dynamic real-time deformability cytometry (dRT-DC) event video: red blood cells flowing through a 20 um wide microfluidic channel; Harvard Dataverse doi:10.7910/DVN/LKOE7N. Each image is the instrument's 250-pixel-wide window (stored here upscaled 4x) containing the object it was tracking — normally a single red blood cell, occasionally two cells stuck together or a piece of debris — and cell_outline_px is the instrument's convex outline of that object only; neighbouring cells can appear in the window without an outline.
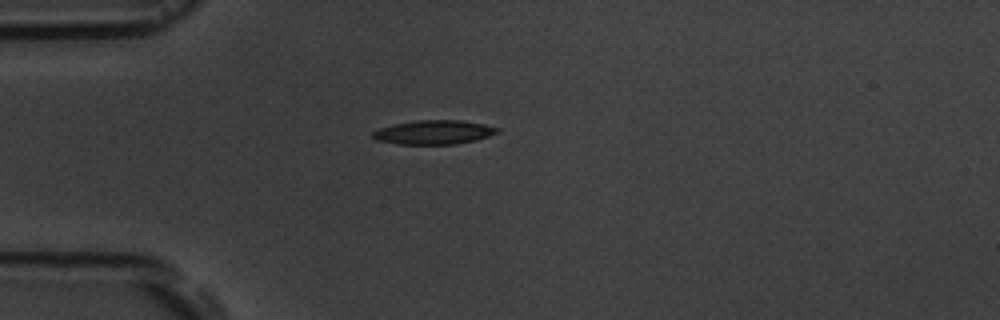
{"species": "common noctule bat (a hibernating species)", "species_latin": "Nyctalus noctula", "temperature_condition": "room temperature", "stored_images_in_passage": 5, "camera_frame_rate_fps": 3000, "um_per_image_px": 0.085, "animal": {"sex": "male", "body_mass_g": 19.5, "forearm_length_mm": 54.6}, "frame": {"image": 1, "passage_image": 3, "time_ms": 3.333, "image_size_px": [1000, 320], "cell_outline_px": [[500, 132], [476, 140], [456, 144], [400, 144], [376, 140], [372, 136], [372, 132], [380, 128], [396, 124], [416, 120], [460, 120], [484, 124], [500, 128]], "centroid_in_image_um": [36.91, 11.24], "position_along_channel_um": 48.1, "area_um2": 17.4}}
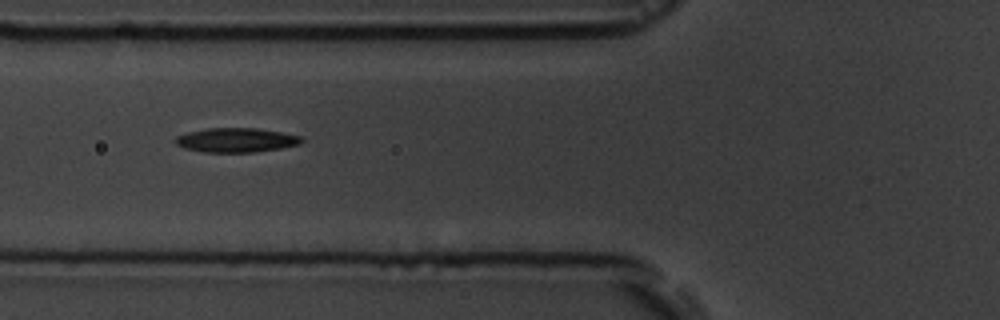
{"frame": {"image": 2, "passage_image": 5, "time_ms": 5.333, "image_size_px": [1000, 320], "cell_outline_px": [[304, 140], [300, 144], [280, 148], [256, 152], [204, 152], [184, 148], [176, 144], [176, 136], [188, 132], [204, 128], [256, 128], [280, 132], [300, 136]], "centroid_in_image_um": [20.06, 11.9], "position_along_channel_um": 105.7, "area_um2": 17.8}}